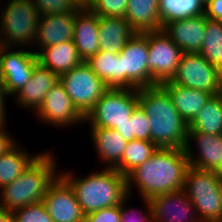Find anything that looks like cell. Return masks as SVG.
<instances>
[{"label": "cell", "mask_w": 222, "mask_h": 222, "mask_svg": "<svg viewBox=\"0 0 222 222\" xmlns=\"http://www.w3.org/2000/svg\"><path fill=\"white\" fill-rule=\"evenodd\" d=\"M189 161L184 149L157 148L143 164L126 176L127 193L141 199L183 190ZM133 187V188H132Z\"/></svg>", "instance_id": "6da1fadb"}, {"label": "cell", "mask_w": 222, "mask_h": 222, "mask_svg": "<svg viewBox=\"0 0 222 222\" xmlns=\"http://www.w3.org/2000/svg\"><path fill=\"white\" fill-rule=\"evenodd\" d=\"M137 93L138 104L151 125V141L158 148L184 149L188 125L174 107L167 91L156 85L137 89Z\"/></svg>", "instance_id": "7a4b0ae2"}, {"label": "cell", "mask_w": 222, "mask_h": 222, "mask_svg": "<svg viewBox=\"0 0 222 222\" xmlns=\"http://www.w3.org/2000/svg\"><path fill=\"white\" fill-rule=\"evenodd\" d=\"M103 169L83 178L69 170L60 172V176L73 189L84 215L119 205L128 195L126 176L113 168Z\"/></svg>", "instance_id": "3957f363"}, {"label": "cell", "mask_w": 222, "mask_h": 222, "mask_svg": "<svg viewBox=\"0 0 222 222\" xmlns=\"http://www.w3.org/2000/svg\"><path fill=\"white\" fill-rule=\"evenodd\" d=\"M57 166L54 153L43 151L19 177L0 189V207L13 212L41 202L60 175Z\"/></svg>", "instance_id": "277c9868"}, {"label": "cell", "mask_w": 222, "mask_h": 222, "mask_svg": "<svg viewBox=\"0 0 222 222\" xmlns=\"http://www.w3.org/2000/svg\"><path fill=\"white\" fill-rule=\"evenodd\" d=\"M221 174L189 165L183 191L201 222H222Z\"/></svg>", "instance_id": "5b68a950"}, {"label": "cell", "mask_w": 222, "mask_h": 222, "mask_svg": "<svg viewBox=\"0 0 222 222\" xmlns=\"http://www.w3.org/2000/svg\"><path fill=\"white\" fill-rule=\"evenodd\" d=\"M6 3L1 9L0 40L5 47H31L36 41L40 17L37 8L30 0H14Z\"/></svg>", "instance_id": "8992f818"}, {"label": "cell", "mask_w": 222, "mask_h": 222, "mask_svg": "<svg viewBox=\"0 0 222 222\" xmlns=\"http://www.w3.org/2000/svg\"><path fill=\"white\" fill-rule=\"evenodd\" d=\"M137 105V89L109 88L86 115L84 124L115 129L131 118Z\"/></svg>", "instance_id": "52a82bcc"}, {"label": "cell", "mask_w": 222, "mask_h": 222, "mask_svg": "<svg viewBox=\"0 0 222 222\" xmlns=\"http://www.w3.org/2000/svg\"><path fill=\"white\" fill-rule=\"evenodd\" d=\"M59 81L84 118L109 89L85 62L62 74Z\"/></svg>", "instance_id": "ba28073f"}, {"label": "cell", "mask_w": 222, "mask_h": 222, "mask_svg": "<svg viewBox=\"0 0 222 222\" xmlns=\"http://www.w3.org/2000/svg\"><path fill=\"white\" fill-rule=\"evenodd\" d=\"M119 54L122 89L151 87V73L148 70V32L135 33Z\"/></svg>", "instance_id": "9c48e42d"}, {"label": "cell", "mask_w": 222, "mask_h": 222, "mask_svg": "<svg viewBox=\"0 0 222 222\" xmlns=\"http://www.w3.org/2000/svg\"><path fill=\"white\" fill-rule=\"evenodd\" d=\"M148 70L151 87L170 81L176 71L183 52L163 31L148 32Z\"/></svg>", "instance_id": "30bf717a"}, {"label": "cell", "mask_w": 222, "mask_h": 222, "mask_svg": "<svg viewBox=\"0 0 222 222\" xmlns=\"http://www.w3.org/2000/svg\"><path fill=\"white\" fill-rule=\"evenodd\" d=\"M222 74L199 53H183L171 79L180 86L217 95Z\"/></svg>", "instance_id": "8fae6325"}, {"label": "cell", "mask_w": 222, "mask_h": 222, "mask_svg": "<svg viewBox=\"0 0 222 222\" xmlns=\"http://www.w3.org/2000/svg\"><path fill=\"white\" fill-rule=\"evenodd\" d=\"M24 49L5 47L1 52L0 79L8 97L17 93L31 79L38 63L34 50Z\"/></svg>", "instance_id": "7c38bea8"}, {"label": "cell", "mask_w": 222, "mask_h": 222, "mask_svg": "<svg viewBox=\"0 0 222 222\" xmlns=\"http://www.w3.org/2000/svg\"><path fill=\"white\" fill-rule=\"evenodd\" d=\"M35 117L41 122L53 127H72L81 123L84 117L73 106V103L65 91L63 84L58 81L46 93L43 103L34 112Z\"/></svg>", "instance_id": "4fadbf2b"}, {"label": "cell", "mask_w": 222, "mask_h": 222, "mask_svg": "<svg viewBox=\"0 0 222 222\" xmlns=\"http://www.w3.org/2000/svg\"><path fill=\"white\" fill-rule=\"evenodd\" d=\"M42 202L54 222H84L73 189L60 175L48 187Z\"/></svg>", "instance_id": "5bb4252c"}, {"label": "cell", "mask_w": 222, "mask_h": 222, "mask_svg": "<svg viewBox=\"0 0 222 222\" xmlns=\"http://www.w3.org/2000/svg\"><path fill=\"white\" fill-rule=\"evenodd\" d=\"M195 144H194V142ZM193 143V144H192ZM196 146V153L191 147ZM189 165L222 174V134L188 132L184 147Z\"/></svg>", "instance_id": "9a60e30c"}, {"label": "cell", "mask_w": 222, "mask_h": 222, "mask_svg": "<svg viewBox=\"0 0 222 222\" xmlns=\"http://www.w3.org/2000/svg\"><path fill=\"white\" fill-rule=\"evenodd\" d=\"M149 202L153 222H201L183 190L156 195Z\"/></svg>", "instance_id": "2e32d148"}, {"label": "cell", "mask_w": 222, "mask_h": 222, "mask_svg": "<svg viewBox=\"0 0 222 222\" xmlns=\"http://www.w3.org/2000/svg\"><path fill=\"white\" fill-rule=\"evenodd\" d=\"M205 15L174 20L163 27V31L183 53H199L206 30Z\"/></svg>", "instance_id": "e0dca14e"}, {"label": "cell", "mask_w": 222, "mask_h": 222, "mask_svg": "<svg viewBox=\"0 0 222 222\" xmlns=\"http://www.w3.org/2000/svg\"><path fill=\"white\" fill-rule=\"evenodd\" d=\"M75 13H55L40 15L38 29L34 45L38 54L43 48L72 41L74 32ZM37 43V44H36ZM39 48H41L39 50Z\"/></svg>", "instance_id": "ac0fdd59"}, {"label": "cell", "mask_w": 222, "mask_h": 222, "mask_svg": "<svg viewBox=\"0 0 222 222\" xmlns=\"http://www.w3.org/2000/svg\"><path fill=\"white\" fill-rule=\"evenodd\" d=\"M58 81L59 77L54 72L38 62L32 71L31 79L13 95L17 97L14 103L22 109H30L33 113L43 103L46 93Z\"/></svg>", "instance_id": "d6986e66"}, {"label": "cell", "mask_w": 222, "mask_h": 222, "mask_svg": "<svg viewBox=\"0 0 222 222\" xmlns=\"http://www.w3.org/2000/svg\"><path fill=\"white\" fill-rule=\"evenodd\" d=\"M98 15L88 7L75 12L73 43L83 62L100 51Z\"/></svg>", "instance_id": "ffe728a7"}, {"label": "cell", "mask_w": 222, "mask_h": 222, "mask_svg": "<svg viewBox=\"0 0 222 222\" xmlns=\"http://www.w3.org/2000/svg\"><path fill=\"white\" fill-rule=\"evenodd\" d=\"M90 139L96 149L98 160L104 162V168L116 169L121 174V158L127 141L111 128L90 127Z\"/></svg>", "instance_id": "44dd1931"}, {"label": "cell", "mask_w": 222, "mask_h": 222, "mask_svg": "<svg viewBox=\"0 0 222 222\" xmlns=\"http://www.w3.org/2000/svg\"><path fill=\"white\" fill-rule=\"evenodd\" d=\"M100 51L119 53L136 33L125 18L98 15Z\"/></svg>", "instance_id": "7402d4cb"}, {"label": "cell", "mask_w": 222, "mask_h": 222, "mask_svg": "<svg viewBox=\"0 0 222 222\" xmlns=\"http://www.w3.org/2000/svg\"><path fill=\"white\" fill-rule=\"evenodd\" d=\"M172 99L181 117L188 123L213 96L203 90H195L173 83L171 80L161 84Z\"/></svg>", "instance_id": "603a6c76"}, {"label": "cell", "mask_w": 222, "mask_h": 222, "mask_svg": "<svg viewBox=\"0 0 222 222\" xmlns=\"http://www.w3.org/2000/svg\"><path fill=\"white\" fill-rule=\"evenodd\" d=\"M37 59L58 77L83 63L73 40L43 48L37 54Z\"/></svg>", "instance_id": "cb8c5ba5"}, {"label": "cell", "mask_w": 222, "mask_h": 222, "mask_svg": "<svg viewBox=\"0 0 222 222\" xmlns=\"http://www.w3.org/2000/svg\"><path fill=\"white\" fill-rule=\"evenodd\" d=\"M125 19L136 33L163 30L159 0H128Z\"/></svg>", "instance_id": "d4e9b609"}, {"label": "cell", "mask_w": 222, "mask_h": 222, "mask_svg": "<svg viewBox=\"0 0 222 222\" xmlns=\"http://www.w3.org/2000/svg\"><path fill=\"white\" fill-rule=\"evenodd\" d=\"M85 63L108 88L122 89V66L119 53L99 51Z\"/></svg>", "instance_id": "484cf974"}, {"label": "cell", "mask_w": 222, "mask_h": 222, "mask_svg": "<svg viewBox=\"0 0 222 222\" xmlns=\"http://www.w3.org/2000/svg\"><path fill=\"white\" fill-rule=\"evenodd\" d=\"M17 143L7 153L0 155V189L12 183L42 153L33 155Z\"/></svg>", "instance_id": "4316f807"}, {"label": "cell", "mask_w": 222, "mask_h": 222, "mask_svg": "<svg viewBox=\"0 0 222 222\" xmlns=\"http://www.w3.org/2000/svg\"><path fill=\"white\" fill-rule=\"evenodd\" d=\"M188 132L222 134V101L212 96L200 111L187 123Z\"/></svg>", "instance_id": "83f0119b"}, {"label": "cell", "mask_w": 222, "mask_h": 222, "mask_svg": "<svg viewBox=\"0 0 222 222\" xmlns=\"http://www.w3.org/2000/svg\"><path fill=\"white\" fill-rule=\"evenodd\" d=\"M204 0H159L161 24L187 17L204 15Z\"/></svg>", "instance_id": "f1b7e54d"}, {"label": "cell", "mask_w": 222, "mask_h": 222, "mask_svg": "<svg viewBox=\"0 0 222 222\" xmlns=\"http://www.w3.org/2000/svg\"><path fill=\"white\" fill-rule=\"evenodd\" d=\"M199 54L222 74V20L207 18Z\"/></svg>", "instance_id": "f546056e"}, {"label": "cell", "mask_w": 222, "mask_h": 222, "mask_svg": "<svg viewBox=\"0 0 222 222\" xmlns=\"http://www.w3.org/2000/svg\"><path fill=\"white\" fill-rule=\"evenodd\" d=\"M157 148L152 141L134 139L127 142L121 158V174L127 176L133 169L150 158Z\"/></svg>", "instance_id": "4dcf8cb0"}, {"label": "cell", "mask_w": 222, "mask_h": 222, "mask_svg": "<svg viewBox=\"0 0 222 222\" xmlns=\"http://www.w3.org/2000/svg\"><path fill=\"white\" fill-rule=\"evenodd\" d=\"M128 0H90L88 8L104 17L125 18Z\"/></svg>", "instance_id": "1f68e13d"}, {"label": "cell", "mask_w": 222, "mask_h": 222, "mask_svg": "<svg viewBox=\"0 0 222 222\" xmlns=\"http://www.w3.org/2000/svg\"><path fill=\"white\" fill-rule=\"evenodd\" d=\"M12 213L15 222H54L42 201L16 209Z\"/></svg>", "instance_id": "d6a6232c"}, {"label": "cell", "mask_w": 222, "mask_h": 222, "mask_svg": "<svg viewBox=\"0 0 222 222\" xmlns=\"http://www.w3.org/2000/svg\"><path fill=\"white\" fill-rule=\"evenodd\" d=\"M39 15L75 13L80 6L73 0H30Z\"/></svg>", "instance_id": "836d02e7"}, {"label": "cell", "mask_w": 222, "mask_h": 222, "mask_svg": "<svg viewBox=\"0 0 222 222\" xmlns=\"http://www.w3.org/2000/svg\"><path fill=\"white\" fill-rule=\"evenodd\" d=\"M131 135L135 139L151 141V129L148 117L143 108L138 104L131 114Z\"/></svg>", "instance_id": "e575fe53"}, {"label": "cell", "mask_w": 222, "mask_h": 222, "mask_svg": "<svg viewBox=\"0 0 222 222\" xmlns=\"http://www.w3.org/2000/svg\"><path fill=\"white\" fill-rule=\"evenodd\" d=\"M142 201H143V204H145L143 205V207H145L146 211L142 210L143 211L142 212L141 209L138 211L137 208H135L136 210L130 209V207L127 206L129 205L128 202H131L130 195L128 194L122 200L120 204L121 222H153L152 214H151V205H150L149 199L142 198Z\"/></svg>", "instance_id": "d590c367"}, {"label": "cell", "mask_w": 222, "mask_h": 222, "mask_svg": "<svg viewBox=\"0 0 222 222\" xmlns=\"http://www.w3.org/2000/svg\"><path fill=\"white\" fill-rule=\"evenodd\" d=\"M84 222H121L120 204L89 213Z\"/></svg>", "instance_id": "8d00e7d4"}, {"label": "cell", "mask_w": 222, "mask_h": 222, "mask_svg": "<svg viewBox=\"0 0 222 222\" xmlns=\"http://www.w3.org/2000/svg\"><path fill=\"white\" fill-rule=\"evenodd\" d=\"M6 124V125H5ZM6 121H0V155L7 153L18 141L6 130Z\"/></svg>", "instance_id": "74e56055"}, {"label": "cell", "mask_w": 222, "mask_h": 222, "mask_svg": "<svg viewBox=\"0 0 222 222\" xmlns=\"http://www.w3.org/2000/svg\"><path fill=\"white\" fill-rule=\"evenodd\" d=\"M204 15L213 20H222V0H205Z\"/></svg>", "instance_id": "f35d334b"}, {"label": "cell", "mask_w": 222, "mask_h": 222, "mask_svg": "<svg viewBox=\"0 0 222 222\" xmlns=\"http://www.w3.org/2000/svg\"><path fill=\"white\" fill-rule=\"evenodd\" d=\"M115 130L127 141L134 140V135H131V120H127L124 124L119 125Z\"/></svg>", "instance_id": "ab89813d"}, {"label": "cell", "mask_w": 222, "mask_h": 222, "mask_svg": "<svg viewBox=\"0 0 222 222\" xmlns=\"http://www.w3.org/2000/svg\"><path fill=\"white\" fill-rule=\"evenodd\" d=\"M7 98V94L5 92L4 86L2 85V81L0 79V121H7V117H6V99Z\"/></svg>", "instance_id": "60d3db41"}, {"label": "cell", "mask_w": 222, "mask_h": 222, "mask_svg": "<svg viewBox=\"0 0 222 222\" xmlns=\"http://www.w3.org/2000/svg\"><path fill=\"white\" fill-rule=\"evenodd\" d=\"M0 222H15L13 213L0 207Z\"/></svg>", "instance_id": "b9f144b4"}, {"label": "cell", "mask_w": 222, "mask_h": 222, "mask_svg": "<svg viewBox=\"0 0 222 222\" xmlns=\"http://www.w3.org/2000/svg\"><path fill=\"white\" fill-rule=\"evenodd\" d=\"M75 1L80 7H88L89 1L88 0H73Z\"/></svg>", "instance_id": "7bdbcfd3"}, {"label": "cell", "mask_w": 222, "mask_h": 222, "mask_svg": "<svg viewBox=\"0 0 222 222\" xmlns=\"http://www.w3.org/2000/svg\"><path fill=\"white\" fill-rule=\"evenodd\" d=\"M217 96L221 99L222 101V79H221V82H220V86L218 88V93H217Z\"/></svg>", "instance_id": "ee69618b"}, {"label": "cell", "mask_w": 222, "mask_h": 222, "mask_svg": "<svg viewBox=\"0 0 222 222\" xmlns=\"http://www.w3.org/2000/svg\"><path fill=\"white\" fill-rule=\"evenodd\" d=\"M5 48V45L3 44V42L0 40V56H1V52L2 50Z\"/></svg>", "instance_id": "f6af8a7d"}, {"label": "cell", "mask_w": 222, "mask_h": 222, "mask_svg": "<svg viewBox=\"0 0 222 222\" xmlns=\"http://www.w3.org/2000/svg\"><path fill=\"white\" fill-rule=\"evenodd\" d=\"M220 189H221V194H222V174H221V181H220Z\"/></svg>", "instance_id": "bcb514c9"}]
</instances>
